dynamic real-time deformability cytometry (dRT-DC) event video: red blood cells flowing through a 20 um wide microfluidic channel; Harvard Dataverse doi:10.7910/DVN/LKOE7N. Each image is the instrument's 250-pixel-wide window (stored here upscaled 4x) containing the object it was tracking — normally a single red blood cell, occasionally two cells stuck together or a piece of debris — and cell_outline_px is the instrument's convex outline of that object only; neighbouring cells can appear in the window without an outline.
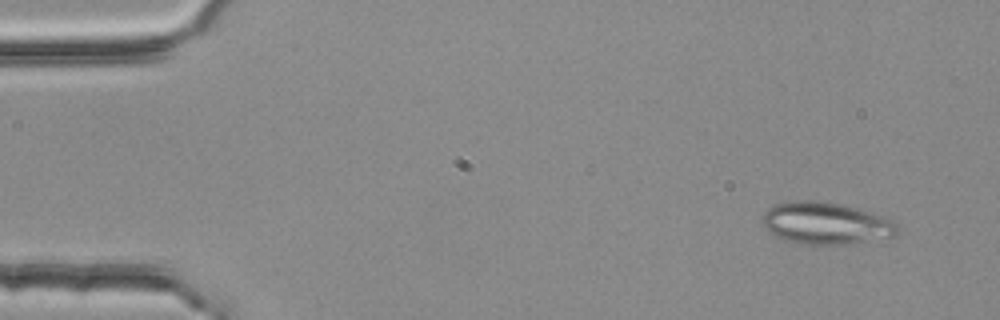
{"species": "common noctule bat (a hibernating species)", "species_latin": "Nyctalus noctula", "temperature_condition": "room temperature", "stored_images_in_passage": 3, "camera_frame_rate_fps": 3000, "um_per_image_px": 0.085, "animal": {"sex": "female", "body_mass_g": 25.1}, "frame": {"image": 1, "passage_image": 1, "time_ms": 0.0, "image_size_px": [1000, 320], "cell_outline_px": [[900, 228], [892, 236], [848, 244], [800, 244], [784, 240], [776, 236], [764, 228], [764, 212], [768, 208], [776, 204], [796, 200], [816, 200], [840, 204], [884, 216], [900, 224]], "centroid_in_image_um": [70.19, 18.98], "position_along_channel_um": 14.8, "area_um2": 32.89}}